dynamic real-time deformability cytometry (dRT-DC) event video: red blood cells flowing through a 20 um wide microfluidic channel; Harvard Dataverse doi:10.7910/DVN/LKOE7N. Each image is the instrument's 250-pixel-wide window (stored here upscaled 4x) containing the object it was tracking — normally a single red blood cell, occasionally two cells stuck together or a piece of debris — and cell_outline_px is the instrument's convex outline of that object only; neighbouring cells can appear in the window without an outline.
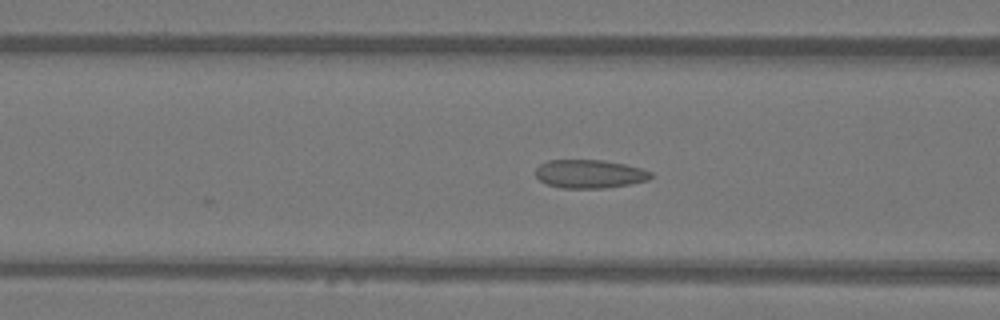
{"species": "Egyptian fruit bat (a non-hibernating species)", "species_latin": "Rousettus aegyptiacus", "temperature_condition": "warm", "stored_images_in_passage": 37, "camera_frame_rate_fps": 3000, "um_per_image_px": 0.085, "animal": {"sex": "female"}, "frame": {"image": 1, "passage_image": 6, "time_ms": 1.667, "image_size_px": [1000, 320], "cell_outline_px": [[652, 176], [648, 180], [628, 184], [604, 188], [560, 188], [548, 184], [540, 180], [536, 176], [536, 168], [540, 164], [548, 160], [604, 160], [624, 164], [640, 168], [652, 172]], "centroid_in_image_um": [50.1, 14.78], "position_along_channel_um": 116.5, "area_um2": 19.02}}
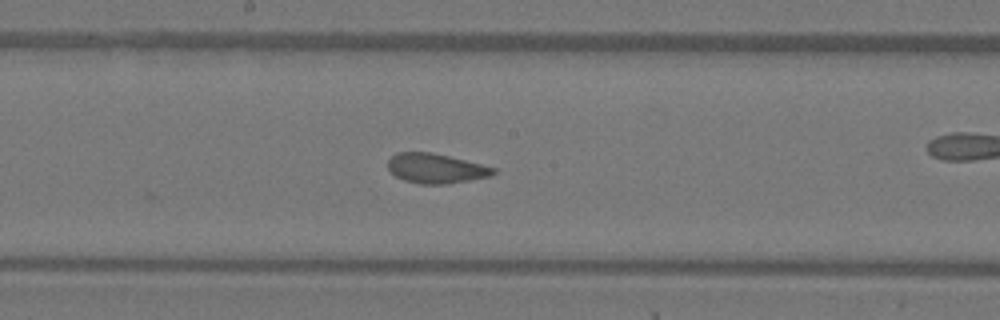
{"frame": {"image": 2, "passage_image": 13, "time_ms": 4.0, "image_size_px": [1000, 320], "cell_outline_px": [[496, 172], [492, 176], [448, 184], [420, 184], [404, 180], [396, 176], [388, 168], [388, 160], [396, 152], [432, 152], [496, 168]], "centroid_in_image_um": [37.05, 14.32], "position_along_channel_um": 211.2, "area_um2": 18.21}}
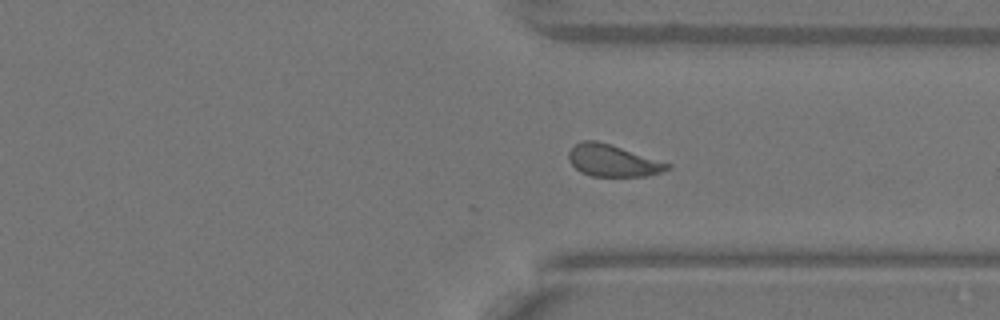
{"frame": {"image": 3, "passage_image": 24, "time_ms": 7.667, "image_size_px": [1000, 320], "cell_outline_px": [[672, 168], [648, 176], [592, 176], [580, 172], [568, 160], [568, 152], [576, 144], [584, 140], [596, 140], [672, 164]], "centroid_in_image_um": [52.08, 13.66], "position_along_channel_um": 359.3, "area_um2": 18.15}, "authors_computed_cell_mechanics": {"area_um2": 18.4382, "velocity_mm_per_s": 4.0625, "shape_relaxation_time_tau1_ms": null, "shape_relaxation_time_tau2_ms": 1.491, "deformation_change_tau1": null, "deformation_change_tau2": 0.0611}}